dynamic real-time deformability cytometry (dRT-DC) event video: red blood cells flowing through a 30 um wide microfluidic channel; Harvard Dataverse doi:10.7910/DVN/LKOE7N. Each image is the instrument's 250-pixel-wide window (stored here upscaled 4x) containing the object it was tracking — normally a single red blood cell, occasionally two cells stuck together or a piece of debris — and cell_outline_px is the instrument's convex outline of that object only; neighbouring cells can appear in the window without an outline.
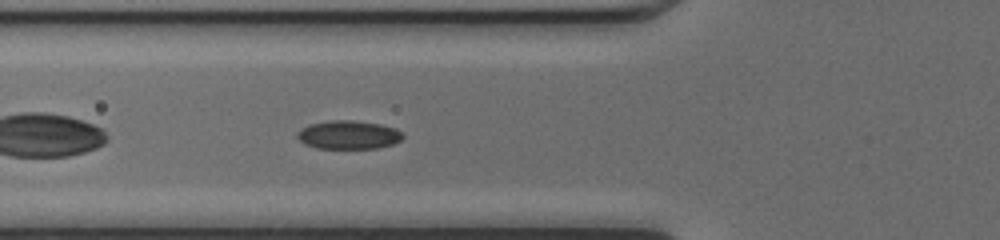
{"species": "common noctule bat (a hibernating species)", "species_latin": "Nyctalus noctula", "temperature_condition": "cold", "stored_images_in_passage": 32, "camera_frame_rate_fps": 3000, "um_per_image_px": 0.085, "animal": {"sex": "female", "body_mass_g": 17.0, "forearm_length_mm": 48.0}, "frame": {"image": 1, "passage_image": 4, "time_ms": 1.0, "image_size_px": [1000, 240], "cell_outline_px": [[404, 136], [400, 140], [392, 144], [376, 148], [316, 148], [304, 144], [296, 136], [296, 132], [300, 128], [308, 124], [328, 120], [352, 120], [380, 124], [396, 128], [404, 132]], "centroid_in_image_um": [29.6, 11.45], "position_along_channel_um": 96.2, "area_um2": 17.74}}
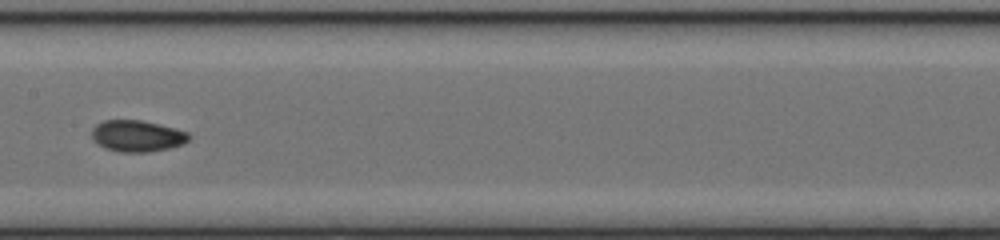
{"frame": {"image": 2, "passage_image": 11, "time_ms": 3.333, "image_size_px": [1000, 240], "cell_outline_px": [[192, 136], [184, 144], [168, 148], [148, 152], [120, 152], [104, 148], [92, 140], [92, 128], [96, 124], [104, 120], [140, 120], [176, 128], [188, 132]], "centroid_in_image_um": [11.66, 11.56], "position_along_channel_um": 195.7, "area_um2": 17.92}}
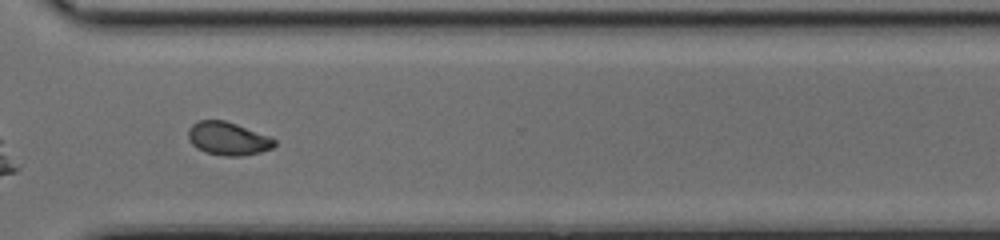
{"frame": {"image": 3, "passage_image": 22, "time_ms": 7.0, "image_size_px": [1000, 240], "cell_outline_px": [[276, 144], [272, 148], [260, 152], [240, 156], [224, 156], [204, 152], [196, 148], [188, 140], [188, 128], [192, 124], [200, 120], [224, 120], [272, 136], [276, 140]], "centroid_in_image_um": [19.38, 11.78], "position_along_channel_um": 351.2, "area_um2": 16.88}, "authors_computed_cell_mechanics": {"area_um2": 17.6001, "velocity_mm_per_s": 4.2543, "shape_relaxation_time_tau1_ms": 5.5583, "shape_relaxation_time_tau2_ms": 2.1585, "deformation_change_tau1": 0.1264, "deformation_change_tau2": 0.054}}